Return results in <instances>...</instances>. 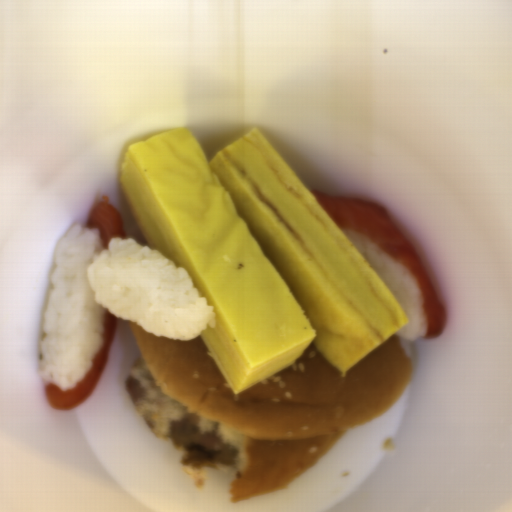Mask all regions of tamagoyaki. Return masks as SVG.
<instances>
[{"label": "tamagoyaki", "instance_id": "1", "mask_svg": "<svg viewBox=\"0 0 512 512\" xmlns=\"http://www.w3.org/2000/svg\"><path fill=\"white\" fill-rule=\"evenodd\" d=\"M118 182L148 248L212 308L199 334L236 395L312 342L345 377L409 321L258 127L210 161L187 126L133 142Z\"/></svg>", "mask_w": 512, "mask_h": 512}]
</instances>
